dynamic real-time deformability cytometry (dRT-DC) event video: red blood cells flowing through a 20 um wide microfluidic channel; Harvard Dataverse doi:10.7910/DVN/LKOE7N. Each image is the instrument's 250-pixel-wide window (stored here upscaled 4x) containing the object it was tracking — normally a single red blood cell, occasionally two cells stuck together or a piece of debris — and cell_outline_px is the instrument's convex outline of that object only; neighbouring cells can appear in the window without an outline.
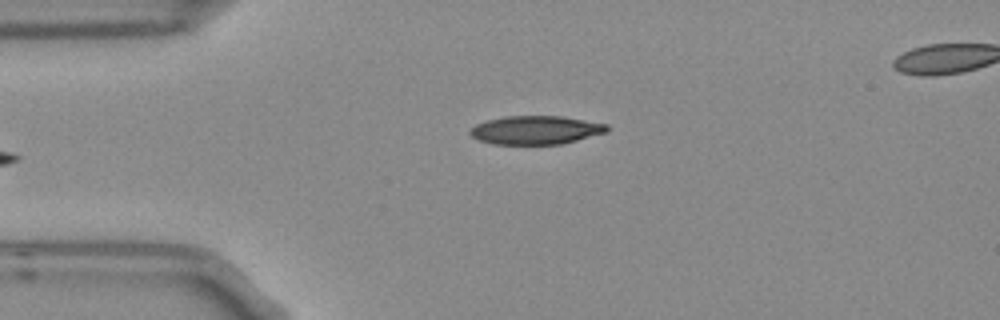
{"species": "Egyptian fruit bat (a non-hibernating species)", "species_latin": "Rousettus aegyptiacus", "temperature_condition": "room temperature", "stored_images_in_passage": 5, "camera_frame_rate_fps": 3000, "um_per_image_px": 0.085, "frame": {"image": 1, "passage_image": 5, "time_ms": 1.333, "image_size_px": [1000, 320], "cell_outline_px": [[608, 132], [560, 144], [492, 144], [480, 140], [472, 136], [468, 132], [476, 124], [488, 120], [504, 116], [560, 116], [608, 124]], "centroid_in_image_um": [45.54, 11.05], "position_along_channel_um": 39.5, "area_um2": 22.6}}